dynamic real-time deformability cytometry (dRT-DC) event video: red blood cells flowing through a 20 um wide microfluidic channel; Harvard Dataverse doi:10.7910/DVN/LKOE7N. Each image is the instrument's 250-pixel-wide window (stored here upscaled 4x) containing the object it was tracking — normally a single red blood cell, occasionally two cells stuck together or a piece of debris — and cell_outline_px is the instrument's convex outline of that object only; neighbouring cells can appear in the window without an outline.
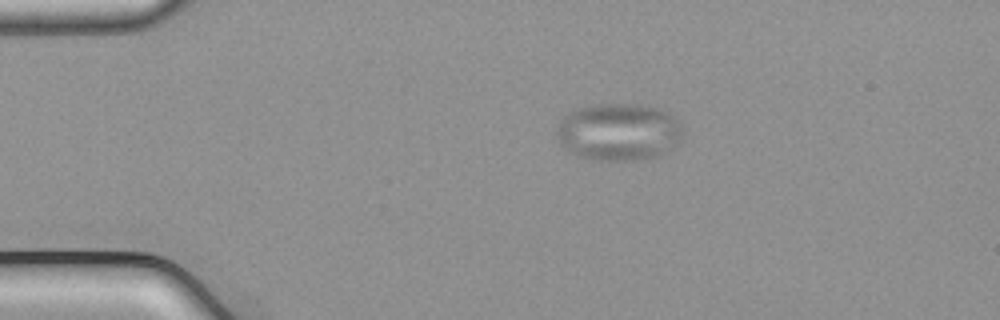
{"species": "common noctule bat (a hibernating species)", "species_latin": "Nyctalus noctula", "temperature_condition": "cold", "stored_images_in_passage": 35, "camera_frame_rate_fps": 3000, "um_per_image_px": 0.085, "animal": {"sex": "male", "body_mass_g": 21.5, "forearm_length_mm": 52.0}, "frame": {"image": 1, "passage_image": 1, "time_ms": 0.0, "image_size_px": [1000, 320], "cell_outline_px": [[680, 136], [660, 156], [636, 160], [600, 160], [584, 156], [572, 152], [564, 148], [560, 144], [556, 136], [556, 124], [568, 112], [580, 108], [596, 104], [636, 104], [660, 108], [676, 116], [680, 120]], "centroid_in_image_um": [52.55, 11.19], "position_along_channel_um": 32.5, "area_um2": 41.85}}
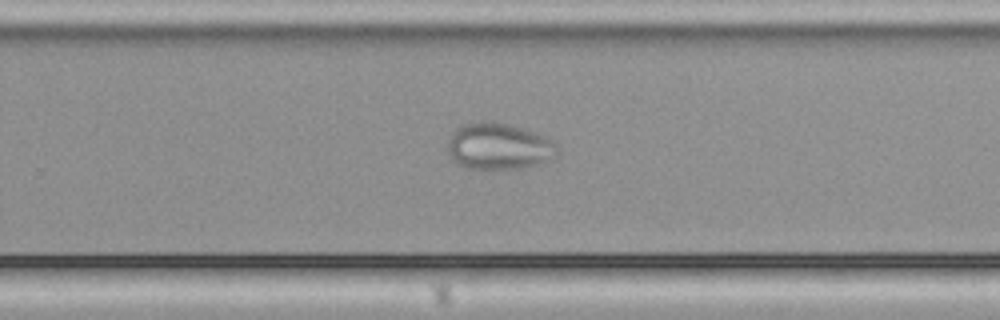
{"frame": {"image": 2, "passage_image": 25, "time_ms": 8.0, "image_size_px": [1000, 320], "cell_outline_px": [[556, 156], [536, 164], [524, 168], [468, 168], [456, 164], [452, 160], [448, 152], [448, 140], [464, 124], [480, 120], [492, 120], [508, 124], [548, 136], [556, 144]], "centroid_in_image_um": [42.4, 12.42], "position_along_channel_um": 287.4, "area_um2": 29.54}}